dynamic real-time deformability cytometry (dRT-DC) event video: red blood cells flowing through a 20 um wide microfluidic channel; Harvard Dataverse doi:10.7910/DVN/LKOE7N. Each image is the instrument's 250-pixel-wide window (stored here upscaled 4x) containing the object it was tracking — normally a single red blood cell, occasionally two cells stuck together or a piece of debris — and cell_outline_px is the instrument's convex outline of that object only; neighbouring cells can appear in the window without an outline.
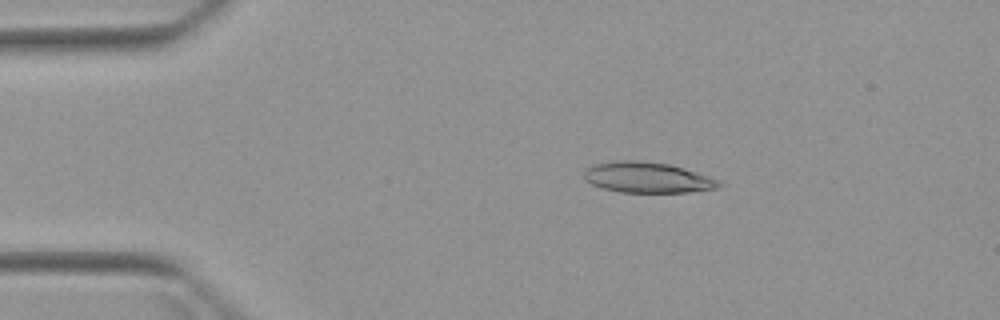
{"species": "Egyptian fruit bat (a non-hibernating species)", "species_latin": "Rousettus aegyptiacus", "temperature_condition": "warm", "stored_images_in_passage": 6, "camera_frame_rate_fps": 3000, "um_per_image_px": 0.085, "animal": {"sex": "female"}, "frame": {"image": 1, "passage_image": 3, "time_ms": 2.333, "image_size_px": [1000, 320], "cell_outline_px": [[724, 184], [716, 188], [688, 192], [620, 192], [600, 188], [584, 180], [584, 172], [592, 164], [620, 160], [640, 160], [668, 164], [708, 176]], "centroid_in_image_um": [54.96, 15.09], "position_along_channel_um": 30.0, "area_um2": 23.93}}
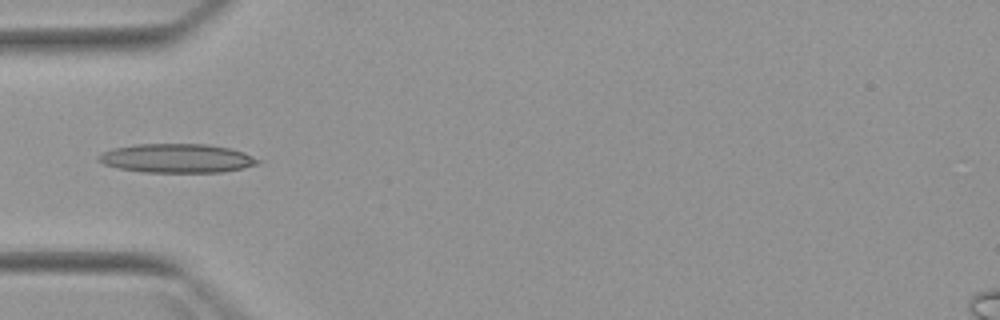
{"frame": {"image": 2, "passage_image": 5, "time_ms": 4.667, "image_size_px": [1000, 320], "cell_outline_px": [[264, 160], [260, 164], [244, 168], [220, 172], [144, 172], [120, 168], [104, 164], [96, 160], [96, 156], [112, 148], [136, 144], [208, 144], [232, 148], [244, 152]], "centroid_in_image_um": [15.1, 13.45], "position_along_channel_um": 69.9, "area_um2": 27.17}}
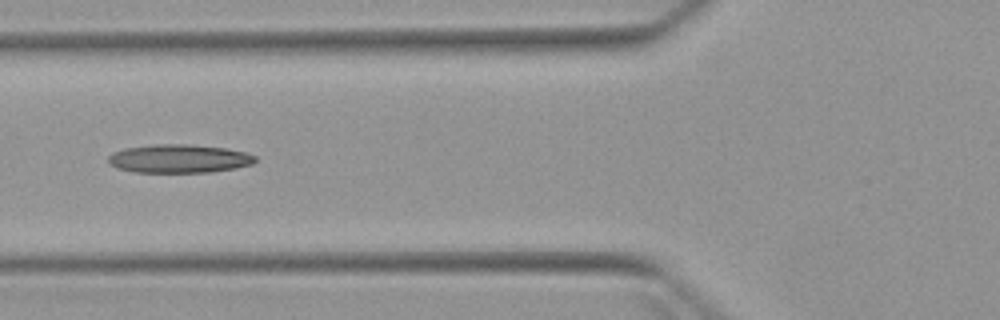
{"frame": {"image": 3, "passage_image": 6, "time_ms": 5.667, "image_size_px": [1000, 320], "cell_outline_px": [[256, 160], [252, 164], [236, 168], [208, 172], [132, 172], [116, 168], [108, 164], [108, 156], [112, 152], [124, 148], [156, 144], [192, 144], [228, 148], [244, 152], [256, 156]], "centroid_in_image_um": [15.18, 13.48], "position_along_channel_um": 110.6, "area_um2": 24.62}}